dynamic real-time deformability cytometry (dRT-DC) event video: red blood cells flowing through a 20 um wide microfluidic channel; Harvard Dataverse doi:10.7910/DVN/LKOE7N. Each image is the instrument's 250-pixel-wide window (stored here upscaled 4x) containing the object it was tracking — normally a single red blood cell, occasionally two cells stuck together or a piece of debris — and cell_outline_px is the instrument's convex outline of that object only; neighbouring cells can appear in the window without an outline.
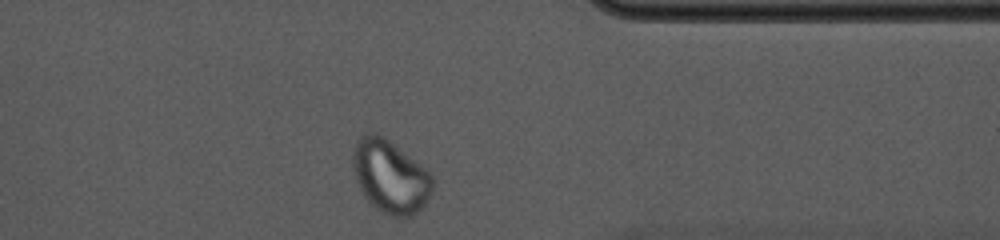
{"species": "common noctule bat (a hibernating species)", "species_latin": "Nyctalus noctula", "temperature_condition": "cold", "stored_images_in_passage": 36, "camera_frame_rate_fps": 3000, "um_per_image_px": 0.085, "animal": {"sex": "female", "body_mass_g": 10.0, "forearm_length_mm": 53.1}, "frame": {"image": 1, "passage_image": 36, "time_ms": 11.667, "image_size_px": [1000, 240], "cell_outline_px": [[436, 180], [432, 192], [424, 208], [412, 216], [392, 216], [376, 208], [364, 196], [356, 180], [352, 164], [352, 156], [356, 140], [360, 136], [368, 132], [376, 132], [384, 136], [420, 164]], "centroid_in_image_um": [33.19, 14.99], "position_along_channel_um": 378.2, "area_um2": 34.1}}